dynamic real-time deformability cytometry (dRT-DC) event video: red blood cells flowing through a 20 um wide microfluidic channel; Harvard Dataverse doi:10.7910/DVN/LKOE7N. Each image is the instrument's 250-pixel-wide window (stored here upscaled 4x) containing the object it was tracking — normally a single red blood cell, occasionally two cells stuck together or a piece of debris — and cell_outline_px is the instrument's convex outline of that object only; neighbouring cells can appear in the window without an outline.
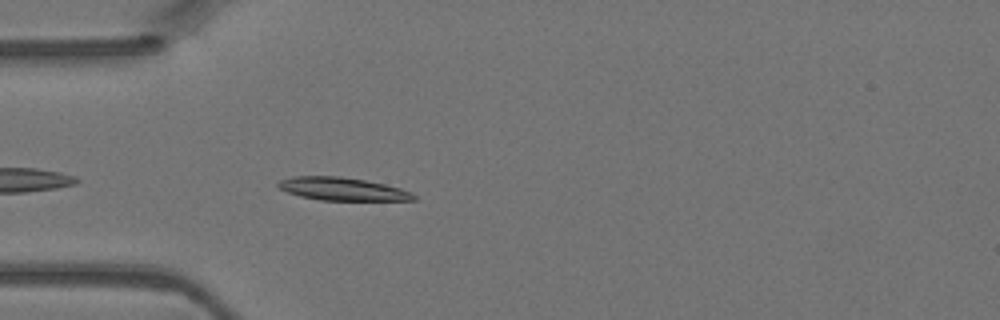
{"species": "Egyptian fruit bat (a non-hibernating species)", "species_latin": "Rousettus aegyptiacus", "temperature_condition": "warm", "stored_images_in_passage": 36, "camera_frame_rate_fps": 3000, "um_per_image_px": 0.085, "animal": {"sex": "female"}, "frame": {"image": 1, "passage_image": 3, "time_ms": 0.667, "image_size_px": [1000, 320], "cell_outline_px": [[416, 200], [320, 200], [300, 196], [288, 192], [280, 188], [276, 184], [280, 180], [292, 176], [336, 176], [364, 180], [384, 184], [400, 188], [412, 192], [416, 196]], "centroid_in_image_um": [29.1, 16.06], "position_along_channel_um": 55.9, "area_um2": 17.98}}
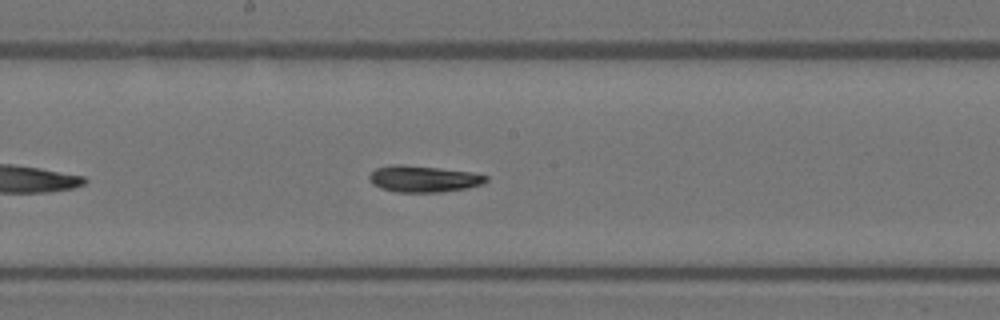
{"frame": {"image": 2, "passage_image": 14, "time_ms": 4.333, "image_size_px": [1000, 320], "cell_outline_px": [[488, 180], [484, 184], [468, 188], [440, 192], [396, 192], [380, 188], [372, 184], [368, 180], [368, 176], [376, 168], [392, 164], [400, 164], [440, 168], [472, 172], [488, 176]], "centroid_in_image_um": [35.99, 15.2], "position_along_channel_um": 212.2, "area_um2": 18.21}}
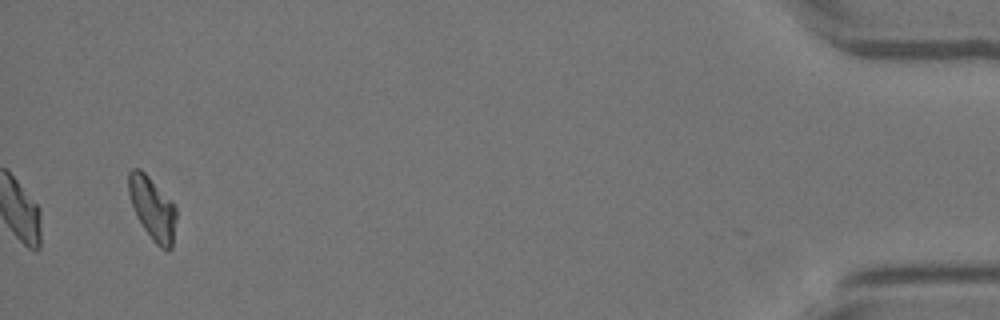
{"frame": {"image": 3, "passage_image": 34, "time_ms": 11.0, "image_size_px": [1000, 320], "cell_outline_px": [[176, 220], [172, 248], [168, 252], [160, 248], [152, 240], [136, 216], [128, 192], [128, 172], [132, 168], [140, 168], [176, 204]], "centroid_in_image_um": [12.98, 17.72], "position_along_channel_um": 422.2, "area_um2": 17.69}}